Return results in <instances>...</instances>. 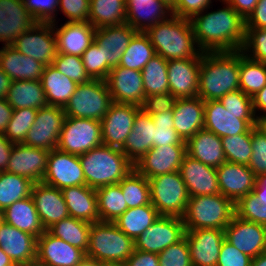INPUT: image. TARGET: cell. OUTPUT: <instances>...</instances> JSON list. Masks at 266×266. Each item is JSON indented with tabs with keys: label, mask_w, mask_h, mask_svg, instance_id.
I'll use <instances>...</instances> for the list:
<instances>
[{
	"label": "cell",
	"mask_w": 266,
	"mask_h": 266,
	"mask_svg": "<svg viewBox=\"0 0 266 266\" xmlns=\"http://www.w3.org/2000/svg\"><path fill=\"white\" fill-rule=\"evenodd\" d=\"M90 229L91 223L69 216L61 221L55 222L47 230L55 237L62 239L86 253L89 245Z\"/></svg>",
	"instance_id": "60d3db41"
},
{
	"label": "cell",
	"mask_w": 266,
	"mask_h": 266,
	"mask_svg": "<svg viewBox=\"0 0 266 266\" xmlns=\"http://www.w3.org/2000/svg\"><path fill=\"white\" fill-rule=\"evenodd\" d=\"M100 145H102L100 121L66 116L57 149L80 156Z\"/></svg>",
	"instance_id": "9c48e42d"
},
{
	"label": "cell",
	"mask_w": 266,
	"mask_h": 266,
	"mask_svg": "<svg viewBox=\"0 0 266 266\" xmlns=\"http://www.w3.org/2000/svg\"><path fill=\"white\" fill-rule=\"evenodd\" d=\"M62 194L69 216L87 221L99 222L96 190L87 185L63 188Z\"/></svg>",
	"instance_id": "e575fe53"
},
{
	"label": "cell",
	"mask_w": 266,
	"mask_h": 266,
	"mask_svg": "<svg viewBox=\"0 0 266 266\" xmlns=\"http://www.w3.org/2000/svg\"><path fill=\"white\" fill-rule=\"evenodd\" d=\"M161 1H163L168 7H169V9H173L175 6H176V4H177V0H161Z\"/></svg>",
	"instance_id": "979ff035"
},
{
	"label": "cell",
	"mask_w": 266,
	"mask_h": 266,
	"mask_svg": "<svg viewBox=\"0 0 266 266\" xmlns=\"http://www.w3.org/2000/svg\"><path fill=\"white\" fill-rule=\"evenodd\" d=\"M37 22H56L59 0H23ZM56 15V16H55Z\"/></svg>",
	"instance_id": "680465c9"
},
{
	"label": "cell",
	"mask_w": 266,
	"mask_h": 266,
	"mask_svg": "<svg viewBox=\"0 0 266 266\" xmlns=\"http://www.w3.org/2000/svg\"><path fill=\"white\" fill-rule=\"evenodd\" d=\"M226 110L233 112H254L252 97L241 89L229 92L219 99Z\"/></svg>",
	"instance_id": "be15d7a7"
},
{
	"label": "cell",
	"mask_w": 266,
	"mask_h": 266,
	"mask_svg": "<svg viewBox=\"0 0 266 266\" xmlns=\"http://www.w3.org/2000/svg\"><path fill=\"white\" fill-rule=\"evenodd\" d=\"M88 22L95 28L126 23V0H90Z\"/></svg>",
	"instance_id": "ab89813d"
},
{
	"label": "cell",
	"mask_w": 266,
	"mask_h": 266,
	"mask_svg": "<svg viewBox=\"0 0 266 266\" xmlns=\"http://www.w3.org/2000/svg\"><path fill=\"white\" fill-rule=\"evenodd\" d=\"M37 21L23 0H0V42L10 46Z\"/></svg>",
	"instance_id": "d4e9b609"
},
{
	"label": "cell",
	"mask_w": 266,
	"mask_h": 266,
	"mask_svg": "<svg viewBox=\"0 0 266 266\" xmlns=\"http://www.w3.org/2000/svg\"><path fill=\"white\" fill-rule=\"evenodd\" d=\"M12 80L0 68V98H6Z\"/></svg>",
	"instance_id": "34e18365"
},
{
	"label": "cell",
	"mask_w": 266,
	"mask_h": 266,
	"mask_svg": "<svg viewBox=\"0 0 266 266\" xmlns=\"http://www.w3.org/2000/svg\"><path fill=\"white\" fill-rule=\"evenodd\" d=\"M159 217V213L152 204H145L128 208L113 223L135 241Z\"/></svg>",
	"instance_id": "f35d334b"
},
{
	"label": "cell",
	"mask_w": 266,
	"mask_h": 266,
	"mask_svg": "<svg viewBox=\"0 0 266 266\" xmlns=\"http://www.w3.org/2000/svg\"><path fill=\"white\" fill-rule=\"evenodd\" d=\"M57 23H53L57 52L81 57L94 42L96 28L89 22H65L60 28Z\"/></svg>",
	"instance_id": "f1b7e54d"
},
{
	"label": "cell",
	"mask_w": 266,
	"mask_h": 266,
	"mask_svg": "<svg viewBox=\"0 0 266 266\" xmlns=\"http://www.w3.org/2000/svg\"><path fill=\"white\" fill-rule=\"evenodd\" d=\"M134 249V240L113 222L91 223L86 257L100 263H125Z\"/></svg>",
	"instance_id": "8992f818"
},
{
	"label": "cell",
	"mask_w": 266,
	"mask_h": 266,
	"mask_svg": "<svg viewBox=\"0 0 266 266\" xmlns=\"http://www.w3.org/2000/svg\"><path fill=\"white\" fill-rule=\"evenodd\" d=\"M0 266H17L14 261L0 248Z\"/></svg>",
	"instance_id": "2a66077c"
},
{
	"label": "cell",
	"mask_w": 266,
	"mask_h": 266,
	"mask_svg": "<svg viewBox=\"0 0 266 266\" xmlns=\"http://www.w3.org/2000/svg\"><path fill=\"white\" fill-rule=\"evenodd\" d=\"M13 108L5 98H0V133H4L12 117Z\"/></svg>",
	"instance_id": "2644e50d"
},
{
	"label": "cell",
	"mask_w": 266,
	"mask_h": 266,
	"mask_svg": "<svg viewBox=\"0 0 266 266\" xmlns=\"http://www.w3.org/2000/svg\"><path fill=\"white\" fill-rule=\"evenodd\" d=\"M24 266H41V265H38V264L34 263V264H31V265H24Z\"/></svg>",
	"instance_id": "b62a3aed"
},
{
	"label": "cell",
	"mask_w": 266,
	"mask_h": 266,
	"mask_svg": "<svg viewBox=\"0 0 266 266\" xmlns=\"http://www.w3.org/2000/svg\"><path fill=\"white\" fill-rule=\"evenodd\" d=\"M11 46L45 66L52 64L57 54V39L53 23L36 22Z\"/></svg>",
	"instance_id": "8fae6325"
},
{
	"label": "cell",
	"mask_w": 266,
	"mask_h": 266,
	"mask_svg": "<svg viewBox=\"0 0 266 266\" xmlns=\"http://www.w3.org/2000/svg\"><path fill=\"white\" fill-rule=\"evenodd\" d=\"M13 109L47 106L45 91L40 80L12 81L5 98Z\"/></svg>",
	"instance_id": "74e56055"
},
{
	"label": "cell",
	"mask_w": 266,
	"mask_h": 266,
	"mask_svg": "<svg viewBox=\"0 0 266 266\" xmlns=\"http://www.w3.org/2000/svg\"><path fill=\"white\" fill-rule=\"evenodd\" d=\"M156 127L154 134V147L168 145H186V142L174 129L173 111L151 115Z\"/></svg>",
	"instance_id": "f907efd6"
},
{
	"label": "cell",
	"mask_w": 266,
	"mask_h": 266,
	"mask_svg": "<svg viewBox=\"0 0 266 266\" xmlns=\"http://www.w3.org/2000/svg\"><path fill=\"white\" fill-rule=\"evenodd\" d=\"M177 98L169 92L146 96L141 108L149 115L173 111Z\"/></svg>",
	"instance_id": "6125c7cd"
},
{
	"label": "cell",
	"mask_w": 266,
	"mask_h": 266,
	"mask_svg": "<svg viewBox=\"0 0 266 266\" xmlns=\"http://www.w3.org/2000/svg\"><path fill=\"white\" fill-rule=\"evenodd\" d=\"M185 142L186 154L203 164L217 168L227 161L221 138L213 132L202 129Z\"/></svg>",
	"instance_id": "836d02e7"
},
{
	"label": "cell",
	"mask_w": 266,
	"mask_h": 266,
	"mask_svg": "<svg viewBox=\"0 0 266 266\" xmlns=\"http://www.w3.org/2000/svg\"><path fill=\"white\" fill-rule=\"evenodd\" d=\"M245 29V42L241 51L251 60L266 63V29Z\"/></svg>",
	"instance_id": "db71d44e"
},
{
	"label": "cell",
	"mask_w": 266,
	"mask_h": 266,
	"mask_svg": "<svg viewBox=\"0 0 266 266\" xmlns=\"http://www.w3.org/2000/svg\"><path fill=\"white\" fill-rule=\"evenodd\" d=\"M65 118L63 107L47 105L39 108L22 144L48 151L56 149Z\"/></svg>",
	"instance_id": "7c38bea8"
},
{
	"label": "cell",
	"mask_w": 266,
	"mask_h": 266,
	"mask_svg": "<svg viewBox=\"0 0 266 266\" xmlns=\"http://www.w3.org/2000/svg\"><path fill=\"white\" fill-rule=\"evenodd\" d=\"M128 208L151 204L149 180L135 169L130 171L119 183Z\"/></svg>",
	"instance_id": "7dc6e473"
},
{
	"label": "cell",
	"mask_w": 266,
	"mask_h": 266,
	"mask_svg": "<svg viewBox=\"0 0 266 266\" xmlns=\"http://www.w3.org/2000/svg\"><path fill=\"white\" fill-rule=\"evenodd\" d=\"M36 115L35 108L13 109L11 120L4 132L5 137L13 144H22L35 122Z\"/></svg>",
	"instance_id": "681fc988"
},
{
	"label": "cell",
	"mask_w": 266,
	"mask_h": 266,
	"mask_svg": "<svg viewBox=\"0 0 266 266\" xmlns=\"http://www.w3.org/2000/svg\"><path fill=\"white\" fill-rule=\"evenodd\" d=\"M234 207L238 218L266 226V205L259 204L253 192L240 198Z\"/></svg>",
	"instance_id": "f5cc1de1"
},
{
	"label": "cell",
	"mask_w": 266,
	"mask_h": 266,
	"mask_svg": "<svg viewBox=\"0 0 266 266\" xmlns=\"http://www.w3.org/2000/svg\"><path fill=\"white\" fill-rule=\"evenodd\" d=\"M101 266H125V263L109 262V263H101Z\"/></svg>",
	"instance_id": "deb4b68c"
},
{
	"label": "cell",
	"mask_w": 266,
	"mask_h": 266,
	"mask_svg": "<svg viewBox=\"0 0 266 266\" xmlns=\"http://www.w3.org/2000/svg\"><path fill=\"white\" fill-rule=\"evenodd\" d=\"M77 266H101L95 259L85 257Z\"/></svg>",
	"instance_id": "09005b40"
},
{
	"label": "cell",
	"mask_w": 266,
	"mask_h": 266,
	"mask_svg": "<svg viewBox=\"0 0 266 266\" xmlns=\"http://www.w3.org/2000/svg\"><path fill=\"white\" fill-rule=\"evenodd\" d=\"M31 197L45 230L55 222L69 217L62 191L43 182L34 183Z\"/></svg>",
	"instance_id": "4316f807"
},
{
	"label": "cell",
	"mask_w": 266,
	"mask_h": 266,
	"mask_svg": "<svg viewBox=\"0 0 266 266\" xmlns=\"http://www.w3.org/2000/svg\"><path fill=\"white\" fill-rule=\"evenodd\" d=\"M33 182L21 175L0 172V212L14 202L31 196Z\"/></svg>",
	"instance_id": "7bdbcfd3"
},
{
	"label": "cell",
	"mask_w": 266,
	"mask_h": 266,
	"mask_svg": "<svg viewBox=\"0 0 266 266\" xmlns=\"http://www.w3.org/2000/svg\"><path fill=\"white\" fill-rule=\"evenodd\" d=\"M52 65L77 84H82L91 80L80 56L57 52Z\"/></svg>",
	"instance_id": "816d5d0a"
},
{
	"label": "cell",
	"mask_w": 266,
	"mask_h": 266,
	"mask_svg": "<svg viewBox=\"0 0 266 266\" xmlns=\"http://www.w3.org/2000/svg\"><path fill=\"white\" fill-rule=\"evenodd\" d=\"M167 63L168 60L155 55L141 70L146 96L169 92Z\"/></svg>",
	"instance_id": "bcb514c9"
},
{
	"label": "cell",
	"mask_w": 266,
	"mask_h": 266,
	"mask_svg": "<svg viewBox=\"0 0 266 266\" xmlns=\"http://www.w3.org/2000/svg\"><path fill=\"white\" fill-rule=\"evenodd\" d=\"M83 65L91 79L105 80L112 67L103 63L102 50L94 41L81 56Z\"/></svg>",
	"instance_id": "11a10c76"
},
{
	"label": "cell",
	"mask_w": 266,
	"mask_h": 266,
	"mask_svg": "<svg viewBox=\"0 0 266 266\" xmlns=\"http://www.w3.org/2000/svg\"><path fill=\"white\" fill-rule=\"evenodd\" d=\"M212 0H177L176 6L171 10L177 17L191 19L206 8H209Z\"/></svg>",
	"instance_id": "e7e4bbea"
},
{
	"label": "cell",
	"mask_w": 266,
	"mask_h": 266,
	"mask_svg": "<svg viewBox=\"0 0 266 266\" xmlns=\"http://www.w3.org/2000/svg\"><path fill=\"white\" fill-rule=\"evenodd\" d=\"M216 172L220 193L234 204L255 188L256 176L248 165L226 161Z\"/></svg>",
	"instance_id": "603a6c76"
},
{
	"label": "cell",
	"mask_w": 266,
	"mask_h": 266,
	"mask_svg": "<svg viewBox=\"0 0 266 266\" xmlns=\"http://www.w3.org/2000/svg\"><path fill=\"white\" fill-rule=\"evenodd\" d=\"M251 266H266V252L252 258Z\"/></svg>",
	"instance_id": "b9fcfbb0"
},
{
	"label": "cell",
	"mask_w": 266,
	"mask_h": 266,
	"mask_svg": "<svg viewBox=\"0 0 266 266\" xmlns=\"http://www.w3.org/2000/svg\"><path fill=\"white\" fill-rule=\"evenodd\" d=\"M252 155L249 160V168L257 177L266 174V135L255 126L251 128Z\"/></svg>",
	"instance_id": "9f6ffc18"
},
{
	"label": "cell",
	"mask_w": 266,
	"mask_h": 266,
	"mask_svg": "<svg viewBox=\"0 0 266 266\" xmlns=\"http://www.w3.org/2000/svg\"><path fill=\"white\" fill-rule=\"evenodd\" d=\"M192 266H216L225 231L221 229L186 230Z\"/></svg>",
	"instance_id": "ffe728a7"
},
{
	"label": "cell",
	"mask_w": 266,
	"mask_h": 266,
	"mask_svg": "<svg viewBox=\"0 0 266 266\" xmlns=\"http://www.w3.org/2000/svg\"><path fill=\"white\" fill-rule=\"evenodd\" d=\"M86 253L55 237L48 230L37 238L36 264L41 266H77Z\"/></svg>",
	"instance_id": "d6986e66"
},
{
	"label": "cell",
	"mask_w": 266,
	"mask_h": 266,
	"mask_svg": "<svg viewBox=\"0 0 266 266\" xmlns=\"http://www.w3.org/2000/svg\"><path fill=\"white\" fill-rule=\"evenodd\" d=\"M185 155L186 145L153 147L134 164V169L147 179L179 171Z\"/></svg>",
	"instance_id": "ac0fdd59"
},
{
	"label": "cell",
	"mask_w": 266,
	"mask_h": 266,
	"mask_svg": "<svg viewBox=\"0 0 266 266\" xmlns=\"http://www.w3.org/2000/svg\"><path fill=\"white\" fill-rule=\"evenodd\" d=\"M86 185L92 189L118 184L134 164L119 148L100 145L79 156Z\"/></svg>",
	"instance_id": "277c9868"
},
{
	"label": "cell",
	"mask_w": 266,
	"mask_h": 266,
	"mask_svg": "<svg viewBox=\"0 0 266 266\" xmlns=\"http://www.w3.org/2000/svg\"><path fill=\"white\" fill-rule=\"evenodd\" d=\"M221 141L228 162L249 164L252 155L251 129L246 133L222 137Z\"/></svg>",
	"instance_id": "c3c4849f"
},
{
	"label": "cell",
	"mask_w": 266,
	"mask_h": 266,
	"mask_svg": "<svg viewBox=\"0 0 266 266\" xmlns=\"http://www.w3.org/2000/svg\"><path fill=\"white\" fill-rule=\"evenodd\" d=\"M113 102L142 106L146 98L142 72L121 66L113 67L105 79Z\"/></svg>",
	"instance_id": "2e32d148"
},
{
	"label": "cell",
	"mask_w": 266,
	"mask_h": 266,
	"mask_svg": "<svg viewBox=\"0 0 266 266\" xmlns=\"http://www.w3.org/2000/svg\"><path fill=\"white\" fill-rule=\"evenodd\" d=\"M0 248L17 266L31 265L36 262L37 238L4 221L0 224Z\"/></svg>",
	"instance_id": "484cf974"
},
{
	"label": "cell",
	"mask_w": 266,
	"mask_h": 266,
	"mask_svg": "<svg viewBox=\"0 0 266 266\" xmlns=\"http://www.w3.org/2000/svg\"><path fill=\"white\" fill-rule=\"evenodd\" d=\"M234 214V203L219 193L189 197L182 219L186 230H224Z\"/></svg>",
	"instance_id": "5b68a950"
},
{
	"label": "cell",
	"mask_w": 266,
	"mask_h": 266,
	"mask_svg": "<svg viewBox=\"0 0 266 266\" xmlns=\"http://www.w3.org/2000/svg\"><path fill=\"white\" fill-rule=\"evenodd\" d=\"M58 9L67 17L66 22H88L90 0H59Z\"/></svg>",
	"instance_id": "91938a15"
},
{
	"label": "cell",
	"mask_w": 266,
	"mask_h": 266,
	"mask_svg": "<svg viewBox=\"0 0 266 266\" xmlns=\"http://www.w3.org/2000/svg\"><path fill=\"white\" fill-rule=\"evenodd\" d=\"M252 258L224 239L216 266H251Z\"/></svg>",
	"instance_id": "94428289"
},
{
	"label": "cell",
	"mask_w": 266,
	"mask_h": 266,
	"mask_svg": "<svg viewBox=\"0 0 266 266\" xmlns=\"http://www.w3.org/2000/svg\"><path fill=\"white\" fill-rule=\"evenodd\" d=\"M258 198V203L266 205V174H260L256 177L255 188L252 191Z\"/></svg>",
	"instance_id": "753ad0ef"
},
{
	"label": "cell",
	"mask_w": 266,
	"mask_h": 266,
	"mask_svg": "<svg viewBox=\"0 0 266 266\" xmlns=\"http://www.w3.org/2000/svg\"><path fill=\"white\" fill-rule=\"evenodd\" d=\"M156 55L166 60L190 59L201 56L190 19L171 15L145 31Z\"/></svg>",
	"instance_id": "3957f363"
},
{
	"label": "cell",
	"mask_w": 266,
	"mask_h": 266,
	"mask_svg": "<svg viewBox=\"0 0 266 266\" xmlns=\"http://www.w3.org/2000/svg\"><path fill=\"white\" fill-rule=\"evenodd\" d=\"M155 130L153 118L141 108L135 116L132 131L121 148L133 164L154 147Z\"/></svg>",
	"instance_id": "f546056e"
},
{
	"label": "cell",
	"mask_w": 266,
	"mask_h": 266,
	"mask_svg": "<svg viewBox=\"0 0 266 266\" xmlns=\"http://www.w3.org/2000/svg\"><path fill=\"white\" fill-rule=\"evenodd\" d=\"M205 102L198 96L178 98L173 109L174 129L186 141L204 129Z\"/></svg>",
	"instance_id": "1f68e13d"
},
{
	"label": "cell",
	"mask_w": 266,
	"mask_h": 266,
	"mask_svg": "<svg viewBox=\"0 0 266 266\" xmlns=\"http://www.w3.org/2000/svg\"><path fill=\"white\" fill-rule=\"evenodd\" d=\"M158 257L159 266H192L186 237L160 252Z\"/></svg>",
	"instance_id": "6f0895ef"
},
{
	"label": "cell",
	"mask_w": 266,
	"mask_h": 266,
	"mask_svg": "<svg viewBox=\"0 0 266 266\" xmlns=\"http://www.w3.org/2000/svg\"><path fill=\"white\" fill-rule=\"evenodd\" d=\"M172 15L161 0H126V23L137 32H145Z\"/></svg>",
	"instance_id": "4dcf8cb0"
},
{
	"label": "cell",
	"mask_w": 266,
	"mask_h": 266,
	"mask_svg": "<svg viewBox=\"0 0 266 266\" xmlns=\"http://www.w3.org/2000/svg\"><path fill=\"white\" fill-rule=\"evenodd\" d=\"M252 103L256 116L266 114V85L252 97Z\"/></svg>",
	"instance_id": "8c879c8a"
},
{
	"label": "cell",
	"mask_w": 266,
	"mask_h": 266,
	"mask_svg": "<svg viewBox=\"0 0 266 266\" xmlns=\"http://www.w3.org/2000/svg\"><path fill=\"white\" fill-rule=\"evenodd\" d=\"M204 129L220 138L246 133L255 126V112L226 110L219 100H209L204 105Z\"/></svg>",
	"instance_id": "30bf717a"
},
{
	"label": "cell",
	"mask_w": 266,
	"mask_h": 266,
	"mask_svg": "<svg viewBox=\"0 0 266 266\" xmlns=\"http://www.w3.org/2000/svg\"><path fill=\"white\" fill-rule=\"evenodd\" d=\"M189 197L219 194L216 168L185 155L179 168Z\"/></svg>",
	"instance_id": "cb8c5ba5"
},
{
	"label": "cell",
	"mask_w": 266,
	"mask_h": 266,
	"mask_svg": "<svg viewBox=\"0 0 266 266\" xmlns=\"http://www.w3.org/2000/svg\"><path fill=\"white\" fill-rule=\"evenodd\" d=\"M245 28L266 29V0H259L245 20Z\"/></svg>",
	"instance_id": "03108f58"
},
{
	"label": "cell",
	"mask_w": 266,
	"mask_h": 266,
	"mask_svg": "<svg viewBox=\"0 0 266 266\" xmlns=\"http://www.w3.org/2000/svg\"><path fill=\"white\" fill-rule=\"evenodd\" d=\"M125 266H159L158 254L134 249Z\"/></svg>",
	"instance_id": "003e7915"
},
{
	"label": "cell",
	"mask_w": 266,
	"mask_h": 266,
	"mask_svg": "<svg viewBox=\"0 0 266 266\" xmlns=\"http://www.w3.org/2000/svg\"><path fill=\"white\" fill-rule=\"evenodd\" d=\"M3 221L2 212H0V224Z\"/></svg>",
	"instance_id": "67dfc351"
},
{
	"label": "cell",
	"mask_w": 266,
	"mask_h": 266,
	"mask_svg": "<svg viewBox=\"0 0 266 266\" xmlns=\"http://www.w3.org/2000/svg\"><path fill=\"white\" fill-rule=\"evenodd\" d=\"M240 89L253 97L266 85V63L249 59L240 50Z\"/></svg>",
	"instance_id": "f6af8a7d"
},
{
	"label": "cell",
	"mask_w": 266,
	"mask_h": 266,
	"mask_svg": "<svg viewBox=\"0 0 266 266\" xmlns=\"http://www.w3.org/2000/svg\"><path fill=\"white\" fill-rule=\"evenodd\" d=\"M137 31L128 23L95 29L94 41L102 50L103 63L112 68L119 65L123 53Z\"/></svg>",
	"instance_id": "83f0119b"
},
{
	"label": "cell",
	"mask_w": 266,
	"mask_h": 266,
	"mask_svg": "<svg viewBox=\"0 0 266 266\" xmlns=\"http://www.w3.org/2000/svg\"><path fill=\"white\" fill-rule=\"evenodd\" d=\"M99 221L114 222L127 211L122 189L119 184H112L96 189Z\"/></svg>",
	"instance_id": "b9f144b4"
},
{
	"label": "cell",
	"mask_w": 266,
	"mask_h": 266,
	"mask_svg": "<svg viewBox=\"0 0 266 266\" xmlns=\"http://www.w3.org/2000/svg\"><path fill=\"white\" fill-rule=\"evenodd\" d=\"M244 20L252 13L259 0H225Z\"/></svg>",
	"instance_id": "a7ac6f4b"
},
{
	"label": "cell",
	"mask_w": 266,
	"mask_h": 266,
	"mask_svg": "<svg viewBox=\"0 0 266 266\" xmlns=\"http://www.w3.org/2000/svg\"><path fill=\"white\" fill-rule=\"evenodd\" d=\"M155 55L156 51L146 33L137 32L130 40L118 66L141 71Z\"/></svg>",
	"instance_id": "ee69618b"
},
{
	"label": "cell",
	"mask_w": 266,
	"mask_h": 266,
	"mask_svg": "<svg viewBox=\"0 0 266 266\" xmlns=\"http://www.w3.org/2000/svg\"><path fill=\"white\" fill-rule=\"evenodd\" d=\"M140 106L113 102L102 118V144L121 149L133 128Z\"/></svg>",
	"instance_id": "9a60e30c"
},
{
	"label": "cell",
	"mask_w": 266,
	"mask_h": 266,
	"mask_svg": "<svg viewBox=\"0 0 266 266\" xmlns=\"http://www.w3.org/2000/svg\"><path fill=\"white\" fill-rule=\"evenodd\" d=\"M151 204L160 216L182 218L189 195L179 171L149 178Z\"/></svg>",
	"instance_id": "ba28073f"
},
{
	"label": "cell",
	"mask_w": 266,
	"mask_h": 266,
	"mask_svg": "<svg viewBox=\"0 0 266 266\" xmlns=\"http://www.w3.org/2000/svg\"><path fill=\"white\" fill-rule=\"evenodd\" d=\"M44 184L60 190L66 187L86 185L79 156L54 149L49 152Z\"/></svg>",
	"instance_id": "5bb4252c"
},
{
	"label": "cell",
	"mask_w": 266,
	"mask_h": 266,
	"mask_svg": "<svg viewBox=\"0 0 266 266\" xmlns=\"http://www.w3.org/2000/svg\"><path fill=\"white\" fill-rule=\"evenodd\" d=\"M113 103L105 80L91 79L78 84L64 107L67 117L101 121Z\"/></svg>",
	"instance_id": "52a82bcc"
},
{
	"label": "cell",
	"mask_w": 266,
	"mask_h": 266,
	"mask_svg": "<svg viewBox=\"0 0 266 266\" xmlns=\"http://www.w3.org/2000/svg\"><path fill=\"white\" fill-rule=\"evenodd\" d=\"M49 152L24 144H14L6 171L26 177L33 183L42 182Z\"/></svg>",
	"instance_id": "44dd1931"
},
{
	"label": "cell",
	"mask_w": 266,
	"mask_h": 266,
	"mask_svg": "<svg viewBox=\"0 0 266 266\" xmlns=\"http://www.w3.org/2000/svg\"><path fill=\"white\" fill-rule=\"evenodd\" d=\"M48 105L65 107L73 96L77 83L59 72L52 64L44 67L40 79Z\"/></svg>",
	"instance_id": "8d00e7d4"
},
{
	"label": "cell",
	"mask_w": 266,
	"mask_h": 266,
	"mask_svg": "<svg viewBox=\"0 0 266 266\" xmlns=\"http://www.w3.org/2000/svg\"><path fill=\"white\" fill-rule=\"evenodd\" d=\"M13 145L4 133H0V172L6 171Z\"/></svg>",
	"instance_id": "89a4df30"
},
{
	"label": "cell",
	"mask_w": 266,
	"mask_h": 266,
	"mask_svg": "<svg viewBox=\"0 0 266 266\" xmlns=\"http://www.w3.org/2000/svg\"><path fill=\"white\" fill-rule=\"evenodd\" d=\"M201 56L168 60L169 93L178 98H194L199 87Z\"/></svg>",
	"instance_id": "7402d4cb"
},
{
	"label": "cell",
	"mask_w": 266,
	"mask_h": 266,
	"mask_svg": "<svg viewBox=\"0 0 266 266\" xmlns=\"http://www.w3.org/2000/svg\"><path fill=\"white\" fill-rule=\"evenodd\" d=\"M2 217L5 223L36 238L45 232L31 196L11 204L2 212Z\"/></svg>",
	"instance_id": "d590c367"
},
{
	"label": "cell",
	"mask_w": 266,
	"mask_h": 266,
	"mask_svg": "<svg viewBox=\"0 0 266 266\" xmlns=\"http://www.w3.org/2000/svg\"><path fill=\"white\" fill-rule=\"evenodd\" d=\"M183 219L175 216H160L134 242L135 249L159 254L170 245L185 237Z\"/></svg>",
	"instance_id": "4fadbf2b"
},
{
	"label": "cell",
	"mask_w": 266,
	"mask_h": 266,
	"mask_svg": "<svg viewBox=\"0 0 266 266\" xmlns=\"http://www.w3.org/2000/svg\"><path fill=\"white\" fill-rule=\"evenodd\" d=\"M255 127L266 135V114L256 116Z\"/></svg>",
	"instance_id": "11e5206c"
},
{
	"label": "cell",
	"mask_w": 266,
	"mask_h": 266,
	"mask_svg": "<svg viewBox=\"0 0 266 266\" xmlns=\"http://www.w3.org/2000/svg\"><path fill=\"white\" fill-rule=\"evenodd\" d=\"M239 71L240 50L203 53L197 96L206 102L239 90Z\"/></svg>",
	"instance_id": "7a4b0ae2"
},
{
	"label": "cell",
	"mask_w": 266,
	"mask_h": 266,
	"mask_svg": "<svg viewBox=\"0 0 266 266\" xmlns=\"http://www.w3.org/2000/svg\"><path fill=\"white\" fill-rule=\"evenodd\" d=\"M223 8L201 13L190 19L199 49L205 52L241 50L245 42V20L225 1Z\"/></svg>",
	"instance_id": "6da1fadb"
},
{
	"label": "cell",
	"mask_w": 266,
	"mask_h": 266,
	"mask_svg": "<svg viewBox=\"0 0 266 266\" xmlns=\"http://www.w3.org/2000/svg\"><path fill=\"white\" fill-rule=\"evenodd\" d=\"M45 65L26 56L14 47L0 48V68L12 81L40 80Z\"/></svg>",
	"instance_id": "d6a6232c"
},
{
	"label": "cell",
	"mask_w": 266,
	"mask_h": 266,
	"mask_svg": "<svg viewBox=\"0 0 266 266\" xmlns=\"http://www.w3.org/2000/svg\"><path fill=\"white\" fill-rule=\"evenodd\" d=\"M224 231L225 239L251 258L266 252V226L238 218L234 214Z\"/></svg>",
	"instance_id": "e0dca14e"
}]
</instances>
